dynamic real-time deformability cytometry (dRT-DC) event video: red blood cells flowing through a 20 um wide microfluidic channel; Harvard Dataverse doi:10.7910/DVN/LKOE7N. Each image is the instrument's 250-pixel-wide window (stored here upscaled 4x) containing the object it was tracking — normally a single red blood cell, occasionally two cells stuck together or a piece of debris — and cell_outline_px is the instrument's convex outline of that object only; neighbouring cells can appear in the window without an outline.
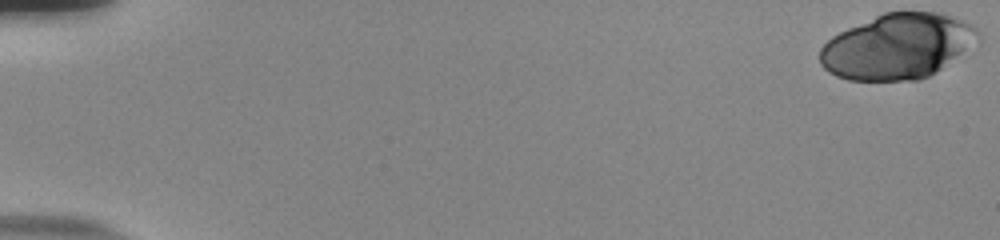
{"species": "human", "species_latin": "Homo sapiens", "temperature_condition": "room temperature", "stored_images_in_passage": 55, "camera_frame_rate_fps": 3000, "um_per_image_px": 0.085, "donor": {"sex": "male"}, "frame": {"image": 1, "passage_image": 1, "time_ms": 0.0, "image_size_px": [1000, 240], "cell_outline_px": [[980, 44], [936, 72], [920, 80], [848, 80], [836, 76], [828, 72], [820, 64], [820, 48], [832, 36], [848, 28], [884, 12], [944, 12], [964, 20], [972, 24], [980, 32]], "centroid_in_image_um": [76.37, 3.94], "position_along_channel_um": 8.6, "area_um2": 60.86}}
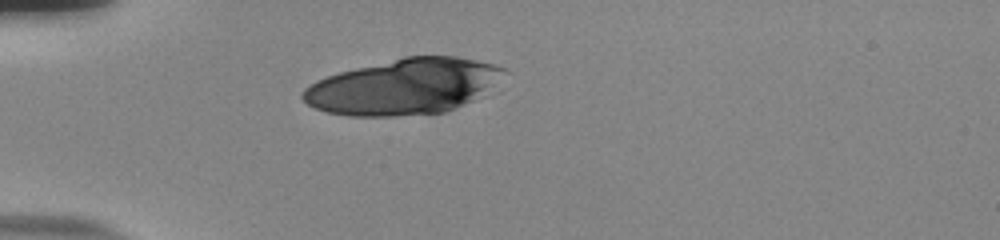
{"frame": {"image": 2, "passage_image": 17, "time_ms": 5.333, "image_size_px": [1000, 240], "cell_outline_px": [[508, 72], [492, 92], [484, 96], [444, 112], [396, 116], [348, 116], [324, 112], [308, 104], [300, 96], [300, 92], [308, 84], [316, 80], [340, 72], [404, 56], [456, 56], [476, 60], [492, 64], [504, 68]], "centroid_in_image_um": [34.37, 7.36], "position_along_channel_um": 50.6, "area_um2": 65.83}}